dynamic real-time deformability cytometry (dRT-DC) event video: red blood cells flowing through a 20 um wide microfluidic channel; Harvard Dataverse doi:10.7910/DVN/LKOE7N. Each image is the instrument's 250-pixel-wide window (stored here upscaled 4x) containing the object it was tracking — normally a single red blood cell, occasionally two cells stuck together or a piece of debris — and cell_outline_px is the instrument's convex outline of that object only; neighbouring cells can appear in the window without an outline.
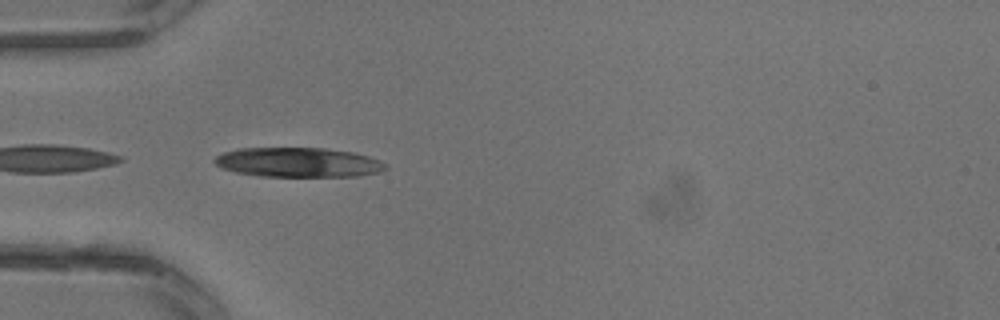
{"species": "common noctule bat (a hibernating species)", "species_latin": "Nyctalus noctula", "temperature_condition": "warm", "stored_images_in_passage": 3, "camera_frame_rate_fps": 3000, "um_per_image_px": 0.085, "animal": {"sex": "male", "body_mass_g": 13.3}, "frame": {"image": 1, "passage_image": 1, "time_ms": 0.0, "image_size_px": [1000, 320], "cell_outline_px": [[388, 168], [380, 172], [356, 176], [260, 176], [236, 172], [220, 168], [212, 160], [216, 156], [224, 152], [240, 148], [324, 148], [356, 152], [380, 160], [388, 164]], "centroid_in_image_um": [25.38, 13.79], "position_along_channel_um": 59.6, "area_um2": 29.65}}